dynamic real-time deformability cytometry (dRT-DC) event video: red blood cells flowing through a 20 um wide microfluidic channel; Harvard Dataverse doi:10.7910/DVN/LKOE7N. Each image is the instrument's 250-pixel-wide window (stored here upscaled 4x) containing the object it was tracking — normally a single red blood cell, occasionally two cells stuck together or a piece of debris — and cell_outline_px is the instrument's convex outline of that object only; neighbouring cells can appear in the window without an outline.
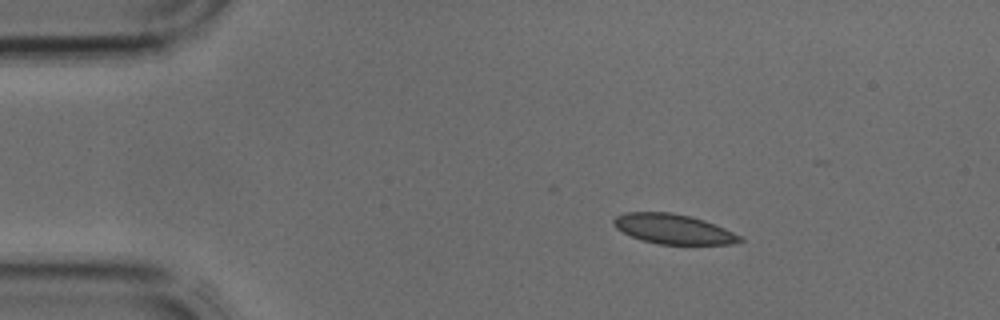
{"species": "common noctule bat (a hibernating species)", "species_latin": "Nyctalus noctula", "temperature_condition": "cold", "stored_images_in_passage": 2, "camera_frame_rate_fps": 3000, "um_per_image_px": 0.085, "animal": {"sex": "male", "body_mass_g": 17.9, "forearm_length_mm": 54.2}, "frame": {"image": 1, "passage_image": 2, "time_ms": 0.333, "image_size_px": [1000, 320], "cell_outline_px": [[744, 240], [732, 244], [660, 244], [644, 240], [632, 236], [616, 228], [612, 224], [612, 220], [616, 216], [624, 212], [672, 212], [704, 220], [724, 228], [740, 236]], "centroid_in_image_um": [57.21, 19.46], "position_along_channel_um": 27.8, "area_um2": 21.68}}